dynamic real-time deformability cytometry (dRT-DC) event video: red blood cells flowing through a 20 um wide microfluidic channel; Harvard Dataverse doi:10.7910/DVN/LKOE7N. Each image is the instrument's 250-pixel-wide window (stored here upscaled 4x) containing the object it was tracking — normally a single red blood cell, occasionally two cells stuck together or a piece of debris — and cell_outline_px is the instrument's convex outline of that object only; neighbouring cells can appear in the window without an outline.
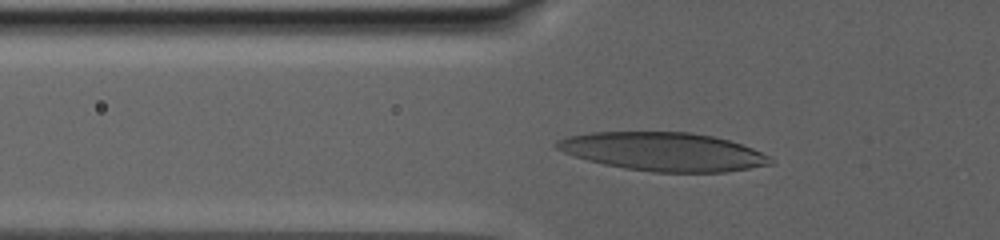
{"species": "human", "species_latin": "Homo sapiens", "temperature_condition": "warm", "stored_images_in_passage": 40, "camera_frame_rate_fps": 3000, "um_per_image_px": 0.085, "donor": {"sex": "male"}, "frame": {"image": 1, "passage_image": 11, "time_ms": 9.333, "image_size_px": [1000, 240], "cell_outline_px": [[776, 164], [724, 172], [652, 172], [624, 168], [604, 164], [588, 160], [564, 152], [556, 148], [552, 144], [556, 140], [568, 136], [592, 132], [692, 132], [712, 136], [728, 140], [752, 148], [776, 160]], "centroid_in_image_um": [56.39, 12.89], "position_along_channel_um": 69.4, "area_um2": 47.97}}
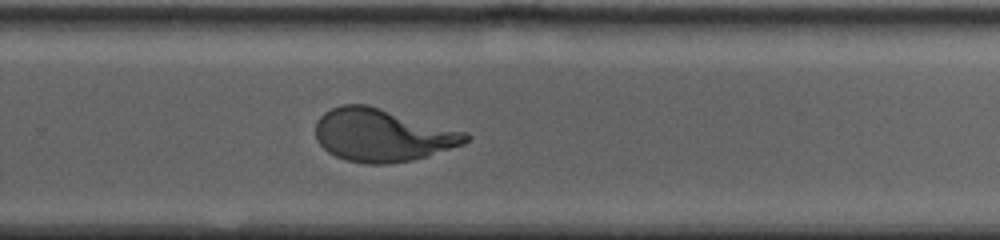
{"frame": {"image": 2, "passage_image": 25, "time_ms": 18.667, "image_size_px": [1000, 240], "cell_outline_px": [[472, 136], [464, 144], [428, 156], [412, 160], [388, 164], [364, 164], [344, 160], [328, 152], [316, 140], [316, 120], [324, 112], [340, 104], [368, 104], [468, 132]], "centroid_in_image_um": [32.51, 11.48], "position_along_channel_um": 297.3, "area_um2": 46.64}}
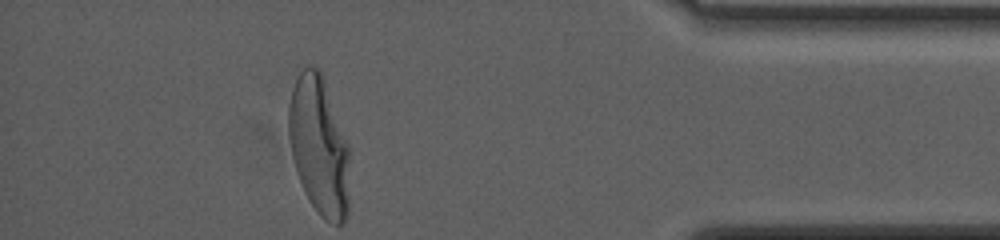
{"frame": {"image": 3, "passage_image": 40, "time_ms": 24.333, "image_size_px": [1000, 240], "cell_outline_px": [[348, 216], [344, 224], [332, 224], [324, 220], [320, 216], [304, 192], [296, 172], [292, 156], [288, 136], [288, 104], [292, 88], [300, 72], [308, 64], [316, 68], [320, 72], [324, 80], [348, 144]], "centroid_in_image_um": [27.1, 12.44], "position_along_channel_um": 408.1, "area_um2": 49.19}}